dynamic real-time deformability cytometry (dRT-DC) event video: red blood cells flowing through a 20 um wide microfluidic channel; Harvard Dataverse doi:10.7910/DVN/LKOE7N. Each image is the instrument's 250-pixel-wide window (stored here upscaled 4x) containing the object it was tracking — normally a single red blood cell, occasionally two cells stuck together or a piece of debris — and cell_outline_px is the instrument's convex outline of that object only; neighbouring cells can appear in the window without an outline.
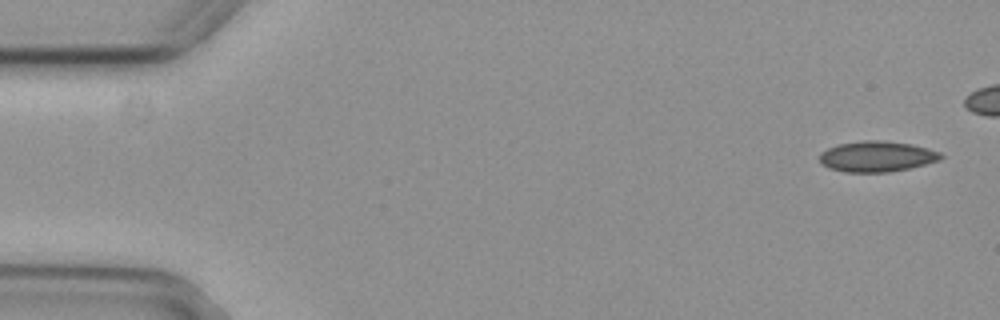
{"species": "common noctule bat (a hibernating species)", "species_latin": "Nyctalus noctula", "temperature_condition": "cold", "stored_images_in_passage": 5, "camera_frame_rate_fps": 3000, "um_per_image_px": 0.085, "animal": {"sex": "female", "body_mass_g": 29.2, "forearm_length_mm": 56.3}, "frame": {"image": 1, "passage_image": 1, "time_ms": 0.0, "image_size_px": [1000, 320], "cell_outline_px": [[944, 156], [940, 160], [908, 168], [888, 172], [844, 172], [828, 168], [820, 164], [820, 152], [828, 148], [840, 144], [864, 140], [880, 140], [912, 144], [928, 148], [940, 152]], "centroid_in_image_um": [74.52, 13.3], "position_along_channel_um": 10.5, "area_um2": 21.68}}